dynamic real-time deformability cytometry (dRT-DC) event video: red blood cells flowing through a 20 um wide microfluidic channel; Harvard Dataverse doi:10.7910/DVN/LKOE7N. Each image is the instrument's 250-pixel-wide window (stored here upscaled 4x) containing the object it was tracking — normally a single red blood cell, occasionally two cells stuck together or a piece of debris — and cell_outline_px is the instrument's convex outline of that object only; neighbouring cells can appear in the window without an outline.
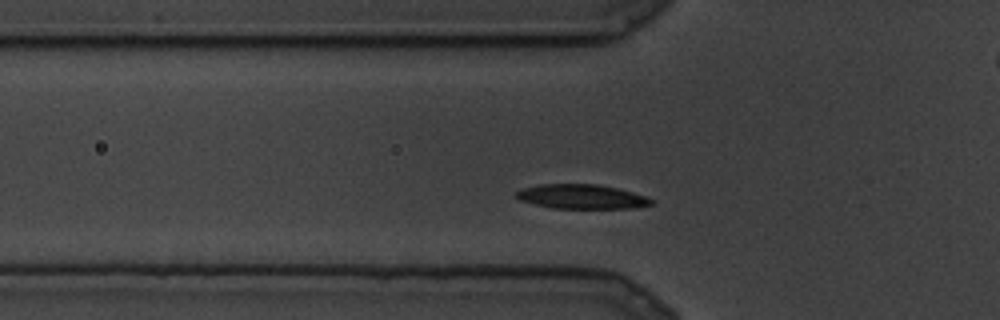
{"species": "common noctule bat (a hibernating species)", "species_latin": "Nyctalus noctula", "temperature_condition": "cold", "stored_images_in_passage": 12, "camera_frame_rate_fps": 3000, "um_per_image_px": 0.085, "animal": {"sex": "male", "body_mass_g": 19.5, "forearm_length_mm": 54.6}, "frame": {"image": 1, "passage_image": 2, "time_ms": 0.333, "image_size_px": [1000, 320], "cell_outline_px": [[652, 204], [632, 208], [552, 208], [520, 200], [512, 192], [524, 188], [540, 184], [596, 184], [616, 188], [648, 196], [652, 200]], "centroid_in_image_um": [49.42, 16.71], "position_along_channel_um": 76.4, "area_um2": 19.07}}
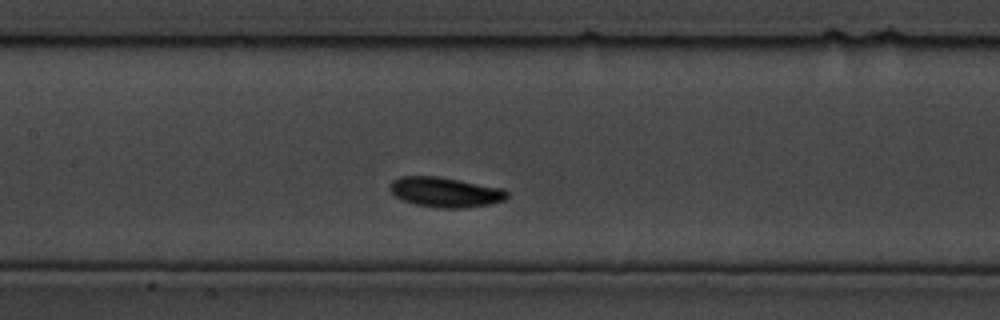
{"frame": {"image": 2, "passage_image": 6, "time_ms": 1.667, "image_size_px": [1000, 320], "cell_outline_px": [[508, 196], [504, 200], [488, 204], [460, 208], [440, 208], [416, 204], [404, 200], [396, 196], [388, 188], [392, 180], [400, 176], [436, 176], [504, 188], [508, 192]], "centroid_in_image_um": [37.84, 16.32], "position_along_channel_um": 169.6, "area_um2": 20.29}}
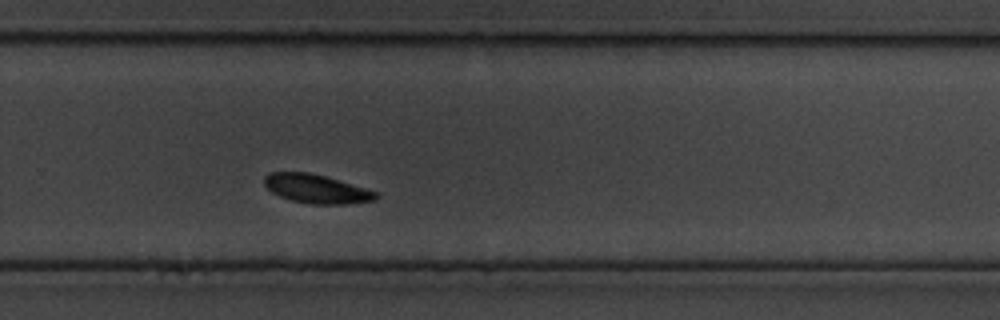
{"frame": {"image": 3, "passage_image": 11, "time_ms": 3.333, "image_size_px": [1000, 320], "cell_outline_px": [[380, 196], [376, 200], [348, 204], [308, 204], [292, 200], [280, 196], [272, 192], [264, 184], [264, 176], [268, 172], [308, 172], [324, 176], [364, 188], [376, 192]], "centroid_in_image_um": [26.88, 16.06], "position_along_channel_um": 302.9, "area_um2": 18.61}}